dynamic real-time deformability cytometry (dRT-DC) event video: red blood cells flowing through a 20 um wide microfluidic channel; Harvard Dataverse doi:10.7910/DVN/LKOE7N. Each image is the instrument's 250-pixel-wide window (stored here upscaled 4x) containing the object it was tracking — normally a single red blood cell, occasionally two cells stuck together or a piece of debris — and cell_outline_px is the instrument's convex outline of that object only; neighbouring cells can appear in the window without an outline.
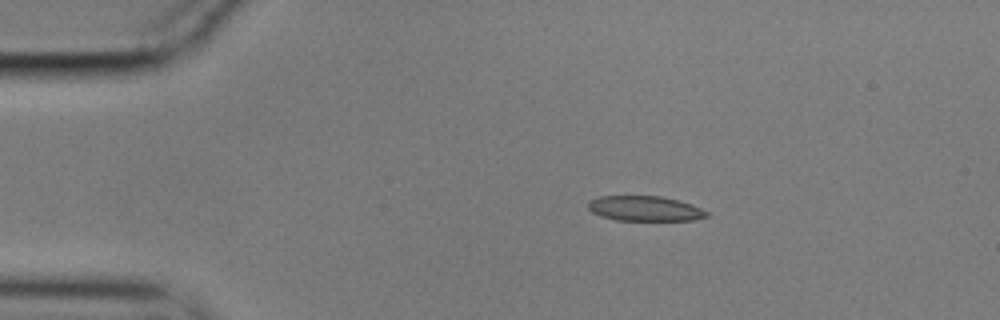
{"species": "common noctule bat (a hibernating species)", "species_latin": "Nyctalus noctula", "temperature_condition": "cold", "stored_images_in_passage": 7, "camera_frame_rate_fps": 3000, "um_per_image_px": 0.085, "animal": {"sex": "male", "body_mass_g": 17.9}, "frame": {"image": 1, "passage_image": 1, "time_ms": 0.0, "image_size_px": [1000, 320], "cell_outline_px": [[708, 216], [692, 220], [616, 220], [600, 216], [592, 212], [588, 208], [588, 200], [600, 196], [660, 196], [680, 200], [692, 204], [708, 212]], "centroid_in_image_um": [54.79, 17.72], "position_along_channel_um": 30.2, "area_um2": 17.34}}